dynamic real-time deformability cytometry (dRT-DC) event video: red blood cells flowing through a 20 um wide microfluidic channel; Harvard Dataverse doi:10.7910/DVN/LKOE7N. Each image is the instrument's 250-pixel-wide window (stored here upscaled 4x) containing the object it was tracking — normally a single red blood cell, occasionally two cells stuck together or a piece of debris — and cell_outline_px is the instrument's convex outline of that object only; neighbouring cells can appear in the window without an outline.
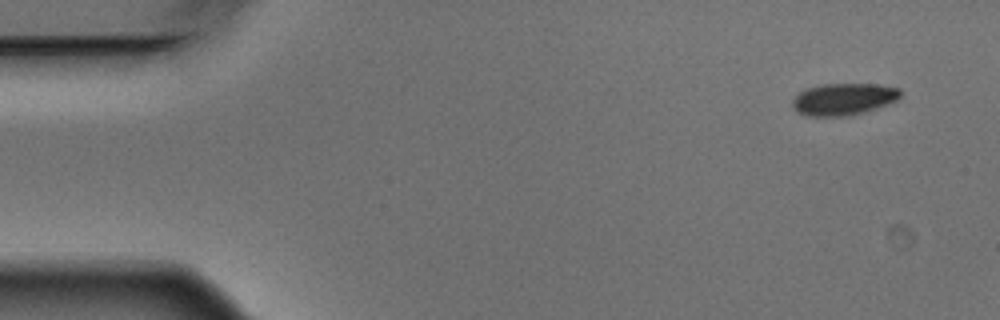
{"species": "Egyptian fruit bat (a non-hibernating species)", "species_latin": "Rousettus aegyptiacus", "temperature_condition": "warm", "stored_images_in_passage": 4, "camera_frame_rate_fps": 3000, "um_per_image_px": 0.085, "animal": {"sex": "male"}, "frame": {"image": 1, "passage_image": 1, "time_ms": 0.0, "image_size_px": [1000, 320], "cell_outline_px": [[900, 96], [896, 100], [876, 108], [848, 116], [804, 116], [796, 112], [792, 108], [792, 100], [804, 88], [820, 84], [880, 84], [900, 88]], "centroid_in_image_um": [71.64, 8.42], "position_along_channel_um": 13.4, "area_um2": 20.23}}